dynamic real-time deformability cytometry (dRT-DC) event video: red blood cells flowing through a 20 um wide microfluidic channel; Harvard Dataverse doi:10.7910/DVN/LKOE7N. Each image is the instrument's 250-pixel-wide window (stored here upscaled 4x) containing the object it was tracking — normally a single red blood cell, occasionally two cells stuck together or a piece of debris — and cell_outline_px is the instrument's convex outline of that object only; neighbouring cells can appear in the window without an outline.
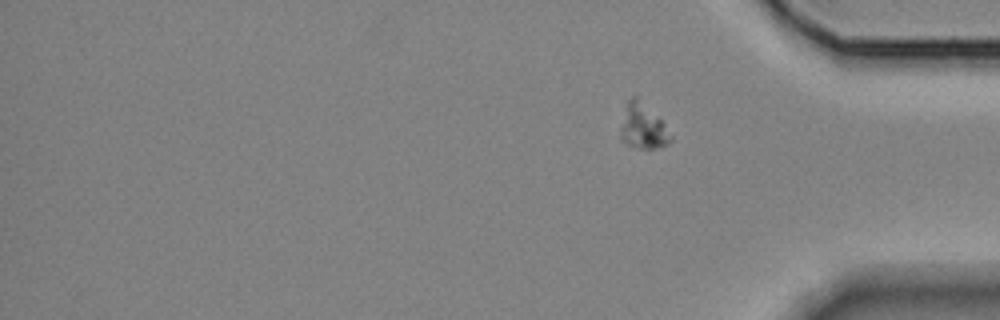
{"species": "Egyptian fruit bat (a non-hibernating species)", "species_latin": "Rousettus aegyptiacus", "temperature_condition": "room temperature", "stored_images_in_passage": 16, "segment_of_instrument_passage": [2, 2], "camera_frame_rate_fps": 3000, "um_per_image_px": 0.085, "animal": {"sex": "female"}, "frame": {"image": 1, "passage_image": 16, "time_ms": 17.333, "image_size_px": [1000, 320], "cell_outline_px": [[672, 140], [668, 144], [656, 148], [640, 148], [628, 144], [620, 136], [620, 128], [624, 104], [632, 96], [636, 96], [664, 124], [672, 136]], "centroid_in_image_um": [54.62, 10.74], "position_along_channel_um": 380.6, "area_um2": 12.95}}